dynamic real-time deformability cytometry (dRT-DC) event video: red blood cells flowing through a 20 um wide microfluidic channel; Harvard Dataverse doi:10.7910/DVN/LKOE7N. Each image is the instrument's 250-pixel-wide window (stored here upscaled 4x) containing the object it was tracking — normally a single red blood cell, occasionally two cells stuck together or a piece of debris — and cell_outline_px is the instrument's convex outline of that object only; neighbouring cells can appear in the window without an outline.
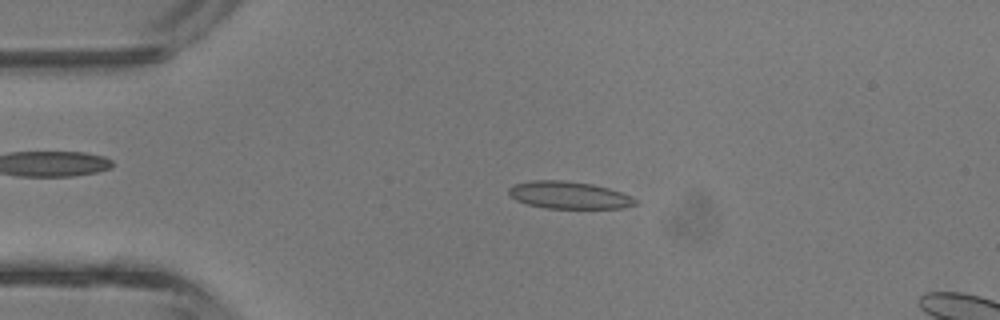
{"species": "common noctule bat (a hibernating species)", "species_latin": "Nyctalus noctula", "temperature_condition": "room temperature", "stored_images_in_passage": 40, "camera_frame_rate_fps": 3000, "um_per_image_px": 0.085, "animal": {"sex": "male", "body_mass_g": 13.3}, "frame": {"image": 1, "passage_image": 8, "time_ms": 2.333, "image_size_px": [1000, 320], "cell_outline_px": [[640, 204], [624, 208], [548, 208], [528, 204], [516, 200], [508, 196], [508, 188], [512, 184], [532, 180], [564, 180], [592, 184], [608, 188], [632, 196]], "centroid_in_image_um": [48.35, 16.58], "position_along_channel_um": 36.6, "area_um2": 20.29}}
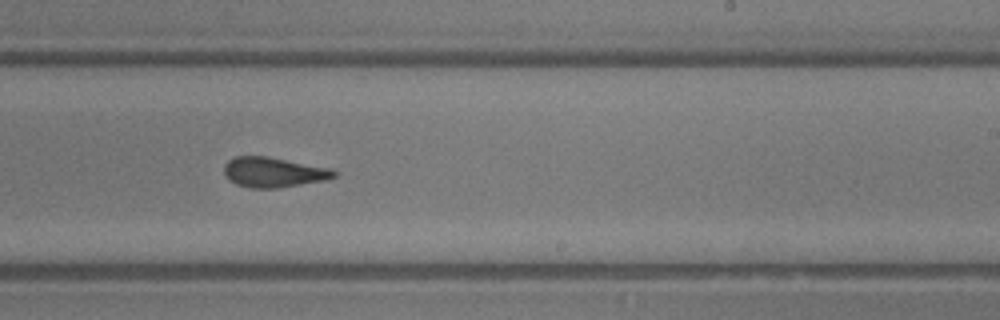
{"frame": {"image": 2, "passage_image": 24, "time_ms": 7.667, "image_size_px": [1000, 320], "cell_outline_px": [[340, 172], [336, 176], [324, 180], [276, 188], [252, 188], [236, 184], [228, 180], [224, 176], [224, 164], [228, 160], [236, 156], [268, 156], [332, 168]], "centroid_in_image_um": [23.25, 14.63], "position_along_channel_um": 265.8, "area_um2": 19.42}}
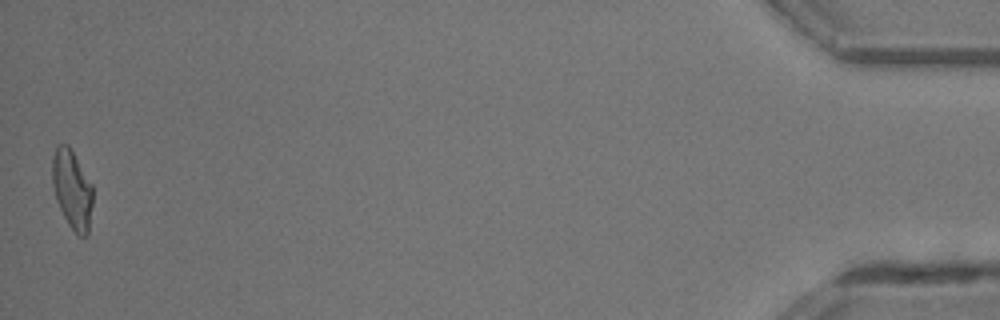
{"frame": {"image": 3, "passage_image": 40, "time_ms": 13.0, "image_size_px": [1000, 320], "cell_outline_px": [[92, 204], [88, 236], [80, 236], [68, 224], [60, 208], [52, 184], [52, 160], [56, 144], [68, 144], [92, 184]], "centroid_in_image_um": [6.13, 16.08], "position_along_channel_um": 429.1, "area_um2": 18.44}, "authors_computed_cell_mechanics": {"area_um2": 19.5364, "velocity_mm_per_s": 4.9378, "shape_relaxation_time_tau1_ms": 4.4599, "shape_relaxation_time_tau2_ms": 1.2915, "deformation_change_tau1": 0.1561, "deformation_change_tau2": 0.0957}}